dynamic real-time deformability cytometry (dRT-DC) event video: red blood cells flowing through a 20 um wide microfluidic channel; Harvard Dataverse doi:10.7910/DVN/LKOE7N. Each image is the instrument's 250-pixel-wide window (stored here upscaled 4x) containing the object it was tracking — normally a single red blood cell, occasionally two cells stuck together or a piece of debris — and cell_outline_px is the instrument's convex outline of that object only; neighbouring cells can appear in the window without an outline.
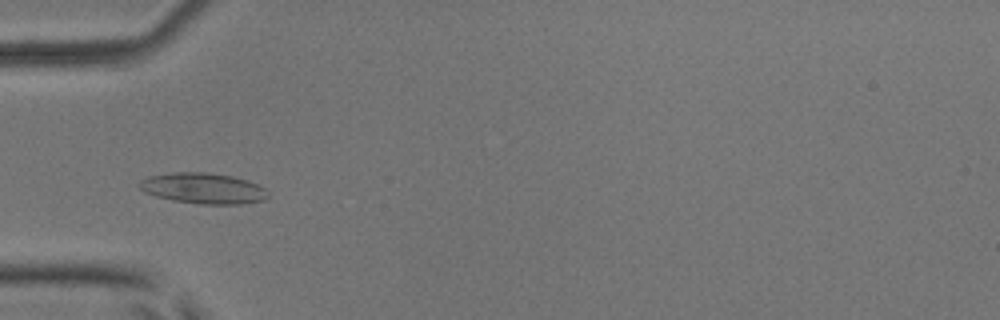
{"species": "common noctule bat (a hibernating species)", "species_latin": "Nyctalus noctula", "temperature_condition": "room temperature", "stored_images_in_passage": 30, "camera_frame_rate_fps": 3000, "um_per_image_px": 0.085, "animal": {"sex": "male", "body_mass_g": 17.9, "forearm_length_mm": 54.2}, "frame": {"image": 1, "passage_image": 18, "time_ms": 5.667, "image_size_px": [1000, 320], "cell_outline_px": [[268, 196], [264, 200], [240, 204], [200, 204], [172, 200], [156, 196], [144, 192], [136, 184], [140, 180], [148, 176], [176, 172], [208, 172], [232, 176], [248, 180], [264, 188], [268, 192]], "centroid_in_image_um": [17.25, 16.0], "position_along_channel_um": 67.8, "area_um2": 23.12}}
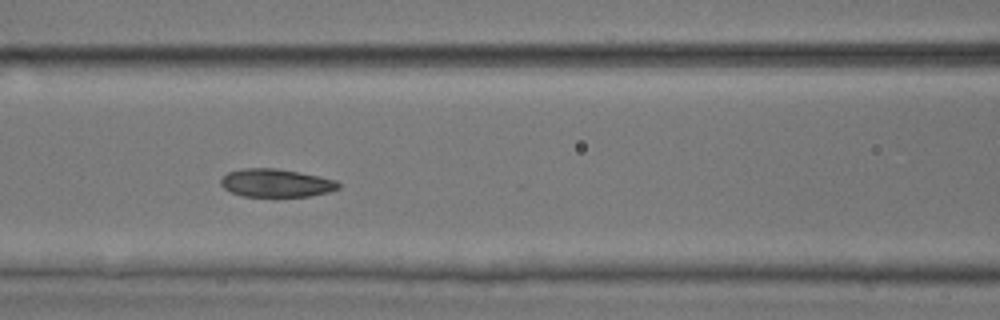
{"frame": {"image": 2, "passage_image": 24, "time_ms": 7.667, "image_size_px": [1000, 320], "cell_outline_px": [[340, 188], [328, 192], [308, 196], [244, 196], [232, 192], [224, 188], [220, 184], [220, 180], [228, 172], [244, 168], [276, 168], [336, 180], [340, 184]], "centroid_in_image_um": [23.45, 15.55], "position_along_channel_um": 143.1, "area_um2": 18.96}}
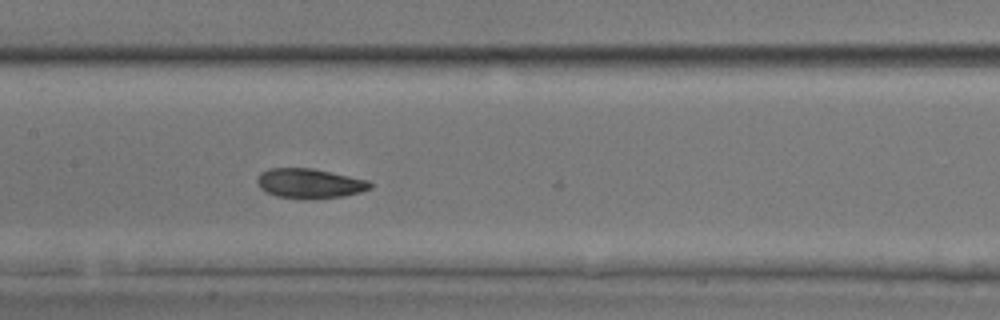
{"frame": {"image": 3, "passage_image": 27, "time_ms": 8.667, "image_size_px": [1000, 320], "cell_outline_px": [[372, 188], [360, 192], [344, 196], [304, 200], [276, 196], [260, 188], [256, 180], [260, 172], [268, 168], [312, 168], [368, 180], [372, 184]], "centroid_in_image_um": [26.3, 15.6], "position_along_channel_um": 181.1, "area_um2": 19.71}}